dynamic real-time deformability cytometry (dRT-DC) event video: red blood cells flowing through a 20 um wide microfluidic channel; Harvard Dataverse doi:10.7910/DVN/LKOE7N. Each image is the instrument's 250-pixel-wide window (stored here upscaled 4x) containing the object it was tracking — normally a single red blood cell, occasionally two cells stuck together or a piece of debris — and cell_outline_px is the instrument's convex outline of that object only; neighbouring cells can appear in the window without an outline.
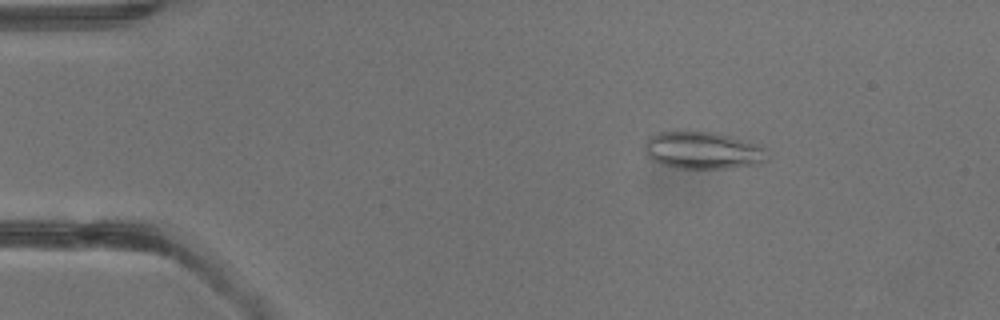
{"species": "common noctule bat (a hibernating species)", "species_latin": "Nyctalus noctula", "temperature_condition": "warm", "stored_images_in_passage": 4, "camera_frame_rate_fps": 3000, "um_per_image_px": 0.085, "animal": {"sex": "male", "body_mass_g": 13.3}, "frame": {"image": 1, "passage_image": 2, "time_ms": 1.333, "image_size_px": [1000, 320], "cell_outline_px": [[768, 160], [756, 164], [728, 168], [676, 168], [660, 164], [652, 160], [644, 152], [644, 144], [648, 136], [660, 132], [716, 132], [732, 136], [760, 144], [764, 148]], "centroid_in_image_um": [59.73, 12.78], "position_along_channel_um": 25.3, "area_um2": 26.76}}